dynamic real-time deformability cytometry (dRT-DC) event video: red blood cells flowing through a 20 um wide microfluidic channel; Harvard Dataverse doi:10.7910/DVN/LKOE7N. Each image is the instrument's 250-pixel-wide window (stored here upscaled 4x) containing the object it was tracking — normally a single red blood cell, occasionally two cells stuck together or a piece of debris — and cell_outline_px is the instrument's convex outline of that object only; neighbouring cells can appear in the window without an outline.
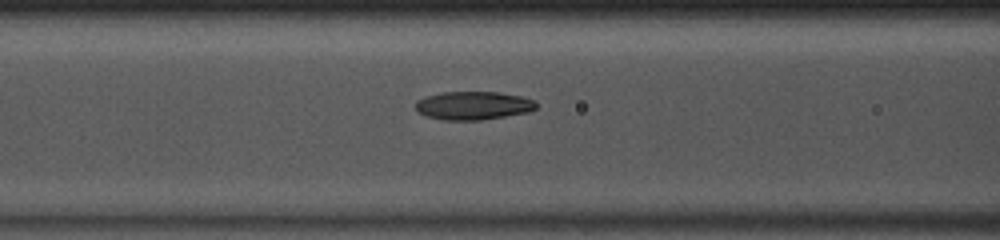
{"species": "common noctule bat (a hibernating species)", "species_latin": "Nyctalus noctula", "temperature_condition": "room temperature", "stored_images_in_passage": 32, "camera_frame_rate_fps": 3000, "um_per_image_px": 0.085, "animal": {"sex": "male", "body_mass_g": 13.0, "forearm_length_mm": 53.1}, "frame": {"image": 1, "passage_image": 6, "time_ms": 1.667, "image_size_px": [1000, 240], "cell_outline_px": [[536, 108], [528, 112], [480, 120], [444, 120], [428, 116], [420, 112], [416, 108], [416, 100], [424, 96], [444, 92], [500, 92], [520, 96], [536, 100]], "centroid_in_image_um": [40.24, 8.96], "position_along_channel_um": 126.4, "area_um2": 19.83}}
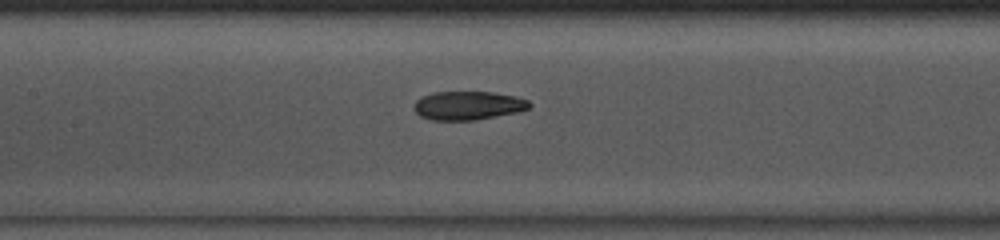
{"frame": {"image": 2, "passage_image": 9, "time_ms": 2.667, "image_size_px": [1000, 240], "cell_outline_px": [[532, 104], [528, 108], [516, 112], [472, 120], [432, 120], [420, 116], [412, 108], [416, 100], [432, 92], [492, 92], [512, 96], [528, 100]], "centroid_in_image_um": [39.73, 8.97], "position_along_channel_um": 167.7, "area_um2": 19.02}}
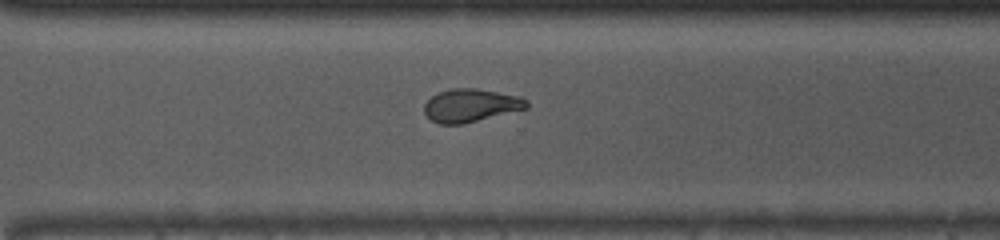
{"frame": {"image": 3, "passage_image": 21, "time_ms": 6.667, "image_size_px": [1000, 240], "cell_outline_px": [[528, 108], [464, 124], [440, 124], [432, 120], [424, 112], [424, 104], [432, 96], [440, 92], [452, 88], [476, 88], [520, 96], [528, 100]], "centroid_in_image_um": [40.04, 8.96], "position_along_channel_um": 330.6, "area_um2": 19.71}, "authors_computed_cell_mechanics": {"area_um2": 19.2474, "velocity_mm_per_s": 4.0809, "shape_relaxation_time_tau1_ms": null, "shape_relaxation_time_tau2_ms": 3.1171, "deformation_change_tau1": null, "deformation_change_tau2": 0.0689}}